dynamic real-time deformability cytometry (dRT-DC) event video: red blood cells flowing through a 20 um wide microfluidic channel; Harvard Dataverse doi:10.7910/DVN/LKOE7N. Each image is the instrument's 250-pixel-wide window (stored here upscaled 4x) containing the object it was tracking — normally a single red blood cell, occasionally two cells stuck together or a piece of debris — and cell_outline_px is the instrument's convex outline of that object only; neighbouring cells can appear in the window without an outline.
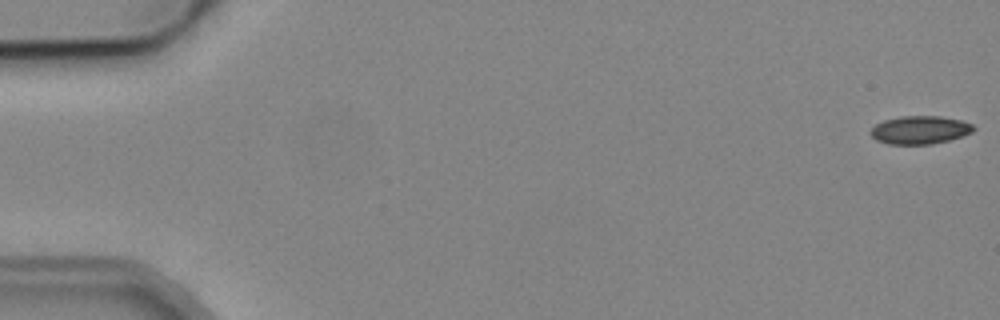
{"species": "common noctule bat (a hibernating species)", "species_latin": "Nyctalus noctula", "temperature_condition": "cold", "stored_images_in_passage": 9, "camera_frame_rate_fps": 3000, "um_per_image_px": 0.085, "animal": {"sex": "male", "body_mass_g": 19.2, "forearm_length_mm": 51.8}, "frame": {"image": 1, "passage_image": 1, "time_ms": 0.0, "image_size_px": [1000, 320], "cell_outline_px": [[976, 128], [972, 132], [948, 140], [932, 144], [888, 144], [876, 140], [868, 132], [876, 124], [884, 120], [900, 116], [940, 116], [960, 120], [972, 124]], "centroid_in_image_um": [78.16, 11.04], "position_along_channel_um": 6.8, "area_um2": 16.82}}
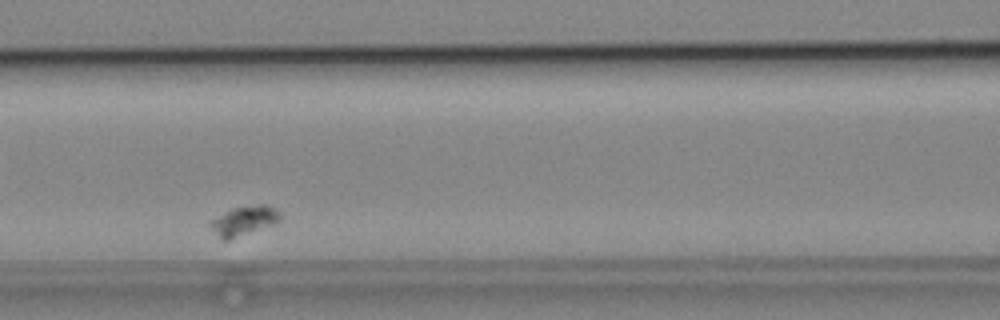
{"frame": {"image": 2, "passage_image": 8, "time_ms": 8.333, "image_size_px": [1000, 320], "cell_outline_px": [[280, 220], [272, 224], [232, 240], [224, 240], [208, 224], [208, 220], [232, 208], [256, 204], [264, 204], [276, 208], [280, 212]], "centroid_in_image_um": [20.72, 18.75], "position_along_channel_um": 145.9, "area_um2": 12.02}}
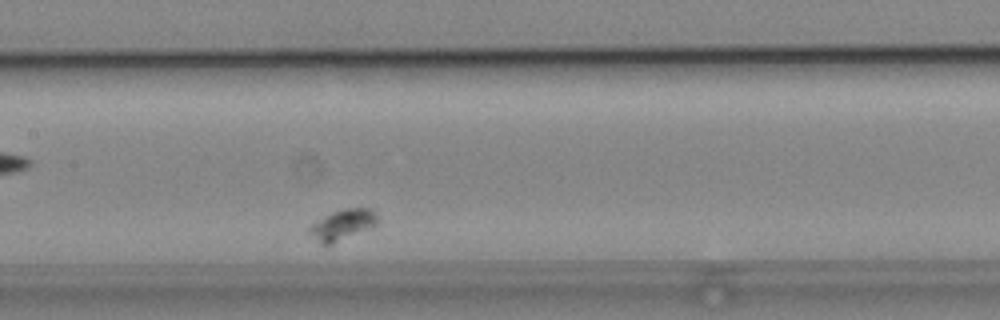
{"frame": {"image": 3, "passage_image": 9, "time_ms": 9.333, "image_size_px": [1000, 320], "cell_outline_px": [[376, 224], [372, 228], [332, 244], [320, 244], [308, 232], [308, 228], [312, 224], [324, 216], [332, 212], [344, 208], [368, 208], [376, 212]], "centroid_in_image_um": [29.11, 19.11], "position_along_channel_um": 178.3, "area_um2": 12.14}}